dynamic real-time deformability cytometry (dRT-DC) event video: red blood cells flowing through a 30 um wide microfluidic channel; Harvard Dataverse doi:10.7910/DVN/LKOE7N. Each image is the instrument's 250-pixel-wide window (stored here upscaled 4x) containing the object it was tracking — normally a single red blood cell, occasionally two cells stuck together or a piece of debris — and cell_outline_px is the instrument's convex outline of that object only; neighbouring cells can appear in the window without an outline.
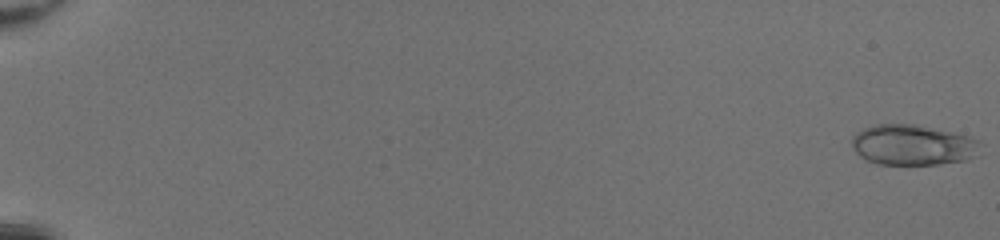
{"species": "common noctule bat (a hibernating species)", "species_latin": "Nyctalus noctula", "temperature_condition": "room temperature", "stored_images_in_passage": 10, "camera_frame_rate_fps": 3000, "um_per_image_px": 0.085, "animal": {"sex": "female", "body_mass_g": 20.0, "forearm_length_mm": 54.0}, "frame": {"image": 1, "passage_image": 1, "time_ms": 0.0, "image_size_px": [1000, 240], "cell_outline_px": [[984, 144], [980, 156], [964, 160], [936, 164], [876, 164], [864, 160], [856, 152], [852, 144], [852, 136], [856, 132], [864, 128], [876, 124], [912, 124], [968, 136], [980, 140]], "centroid_in_image_um": [77.63, 12.33], "position_along_channel_um": 7.4, "area_um2": 30.58}}